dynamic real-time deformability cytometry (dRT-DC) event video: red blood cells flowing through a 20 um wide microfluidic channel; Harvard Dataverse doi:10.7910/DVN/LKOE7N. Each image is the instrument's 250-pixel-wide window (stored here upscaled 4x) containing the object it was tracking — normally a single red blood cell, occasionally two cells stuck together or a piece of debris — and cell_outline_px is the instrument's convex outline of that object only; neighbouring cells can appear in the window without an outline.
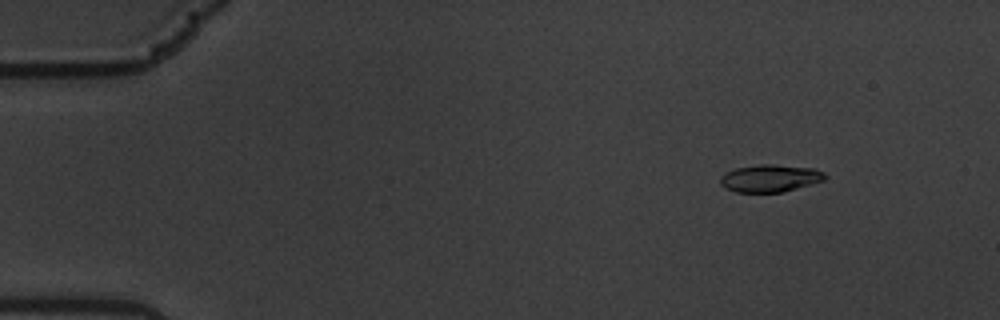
{"species": "common noctule bat (a hibernating species)", "species_latin": "Nyctalus noctula", "temperature_condition": "warm", "stored_images_in_passage": 61, "camera_frame_rate_fps": 3000, "um_per_image_px": 0.085, "animal": {"sex": "male", "body_mass_g": 19.5, "forearm_length_mm": 54.6}, "frame": {"image": 1, "passage_image": 8, "time_ms": 2.333, "image_size_px": [1000, 320], "cell_outline_px": [[828, 176], [824, 180], [784, 192], [736, 192], [724, 188], [720, 184], [720, 176], [724, 172], [736, 168], [760, 164], [776, 164], [816, 168], [824, 172]], "centroid_in_image_um": [65.46, 15.14], "position_along_channel_um": 19.5, "area_um2": 16.99}}
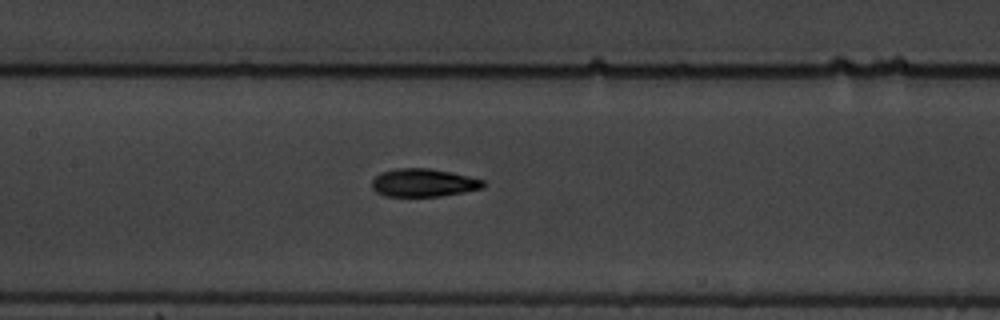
{"frame": {"image": 2, "passage_image": 30, "time_ms": 9.667, "image_size_px": [1000, 320], "cell_outline_px": [[484, 188], [440, 196], [384, 196], [376, 192], [372, 188], [372, 180], [380, 172], [396, 168], [428, 168], [452, 172], [484, 180]], "centroid_in_image_um": [35.97, 15.53], "position_along_channel_um": 171.4, "area_um2": 18.21}}
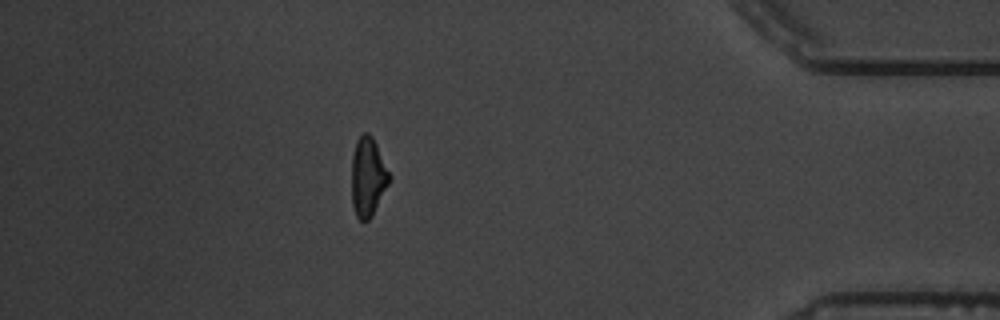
{"frame": {"image": 3, "passage_image": 54, "time_ms": 17.667, "image_size_px": [1000, 320], "cell_outline_px": [[392, 176], [372, 216], [368, 220], [360, 220], [356, 216], [352, 204], [352, 156], [356, 140], [364, 132], [368, 132], [372, 136]], "centroid_in_image_um": [31.27, 15.02], "position_along_channel_um": 403.9, "area_um2": 17.34}, "authors_computed_cell_mechanics": {"area_um2": 17.6868, "velocity_mm_per_s": 3.418, "shape_relaxation_time_tau1_ms": 4.2787, "shape_relaxation_time_tau2_ms": 2.0099, "deformation_change_tau1": 0.1779, "deformation_change_tau2": 0.0738}}